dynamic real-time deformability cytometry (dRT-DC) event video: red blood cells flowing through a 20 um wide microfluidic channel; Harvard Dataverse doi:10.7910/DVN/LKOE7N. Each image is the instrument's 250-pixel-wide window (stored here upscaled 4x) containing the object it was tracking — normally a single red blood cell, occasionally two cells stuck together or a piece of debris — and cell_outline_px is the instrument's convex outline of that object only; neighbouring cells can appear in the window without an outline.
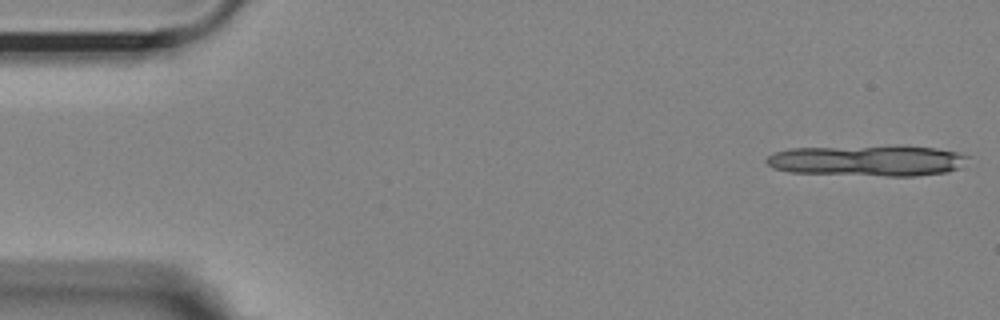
{"species": "Egyptian fruit bat (a non-hibernating species)", "species_latin": "Rousettus aegyptiacus", "temperature_condition": "room temperature", "stored_images_in_passage": 10, "camera_frame_rate_fps": 3000, "um_per_image_px": 0.085, "animal": {"sex": "female"}, "frame": {"image": 1, "passage_image": 1, "time_ms": 0.0, "image_size_px": [1000, 320], "cell_outline_px": [[968, 156], [960, 168], [948, 172], [916, 176], [884, 176], [788, 172], [772, 168], [764, 160], [768, 156], [776, 152], [788, 148], [896, 144], [900, 144], [936, 148], [960, 152]], "centroid_in_image_um": [73.76, 13.62], "position_along_channel_um": 11.2, "area_um2": 37.4}}